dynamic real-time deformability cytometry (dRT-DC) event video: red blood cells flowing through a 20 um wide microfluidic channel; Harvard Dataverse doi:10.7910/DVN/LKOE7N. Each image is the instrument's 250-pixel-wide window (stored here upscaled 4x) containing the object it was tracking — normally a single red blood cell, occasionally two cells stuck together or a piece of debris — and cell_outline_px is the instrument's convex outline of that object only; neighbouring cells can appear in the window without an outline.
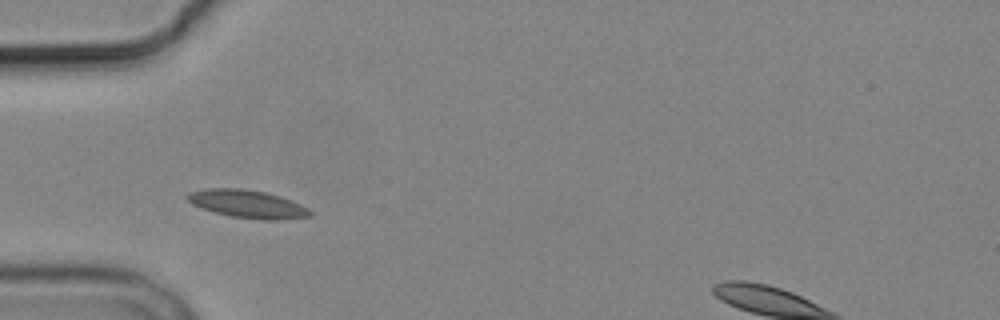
{"species": "common noctule bat (a hibernating species)", "species_latin": "Nyctalus noctula", "temperature_condition": "cold", "stored_images_in_passage": 3, "camera_frame_rate_fps": 3000, "um_per_image_px": 0.085, "animal": {"sex": "male", "body_mass_g": 19.2, "forearm_length_mm": 51.8}, "frame": {"image": 1, "passage_image": 1, "time_ms": 0.0, "image_size_px": [1000, 320], "cell_outline_px": [[312, 216], [280, 220], [260, 220], [232, 216], [216, 212], [192, 204], [184, 196], [188, 192], [204, 188], [240, 188], [264, 192], [280, 196], [300, 204], [308, 208], [312, 212]], "centroid_in_image_um": [21.04, 17.33], "position_along_channel_um": 64.0, "area_um2": 19.94}}
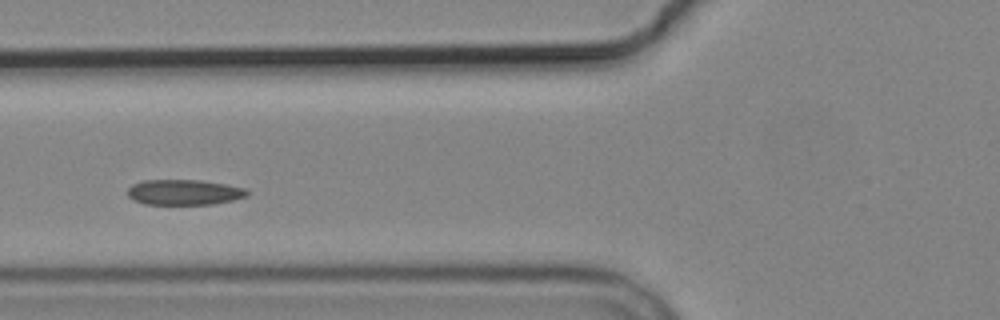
{"frame": {"image": 2, "passage_image": 2, "time_ms": 1.333, "image_size_px": [1000, 320], "cell_outline_px": [[248, 196], [232, 200], [212, 204], [144, 204], [132, 200], [128, 196], [128, 188], [132, 184], [144, 180], [200, 180], [224, 184], [244, 188], [248, 192]], "centroid_in_image_um": [15.61, 16.34], "position_along_channel_um": 110.2, "area_um2": 17.63}}
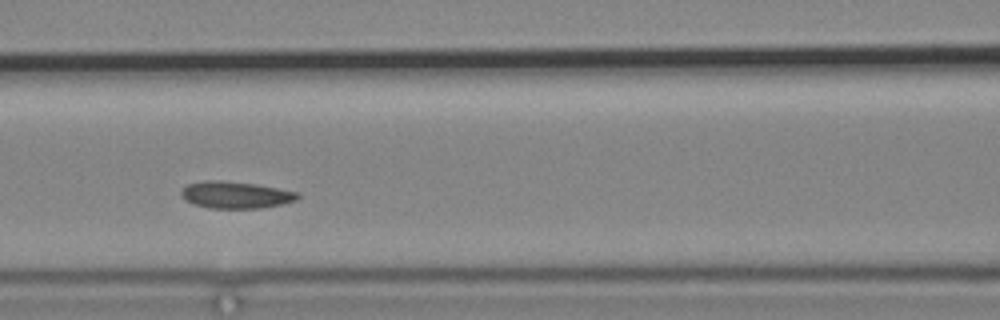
{"frame": {"image": 3, "passage_image": 3, "time_ms": 2.333, "image_size_px": [1000, 320], "cell_outline_px": [[300, 196], [296, 200], [280, 204], [260, 208], [208, 208], [184, 200], [180, 192], [188, 184], [208, 180], [220, 180], [256, 184], [300, 192]], "centroid_in_image_um": [20.05, 16.56], "position_along_channel_um": 146.6, "area_um2": 18.15}}